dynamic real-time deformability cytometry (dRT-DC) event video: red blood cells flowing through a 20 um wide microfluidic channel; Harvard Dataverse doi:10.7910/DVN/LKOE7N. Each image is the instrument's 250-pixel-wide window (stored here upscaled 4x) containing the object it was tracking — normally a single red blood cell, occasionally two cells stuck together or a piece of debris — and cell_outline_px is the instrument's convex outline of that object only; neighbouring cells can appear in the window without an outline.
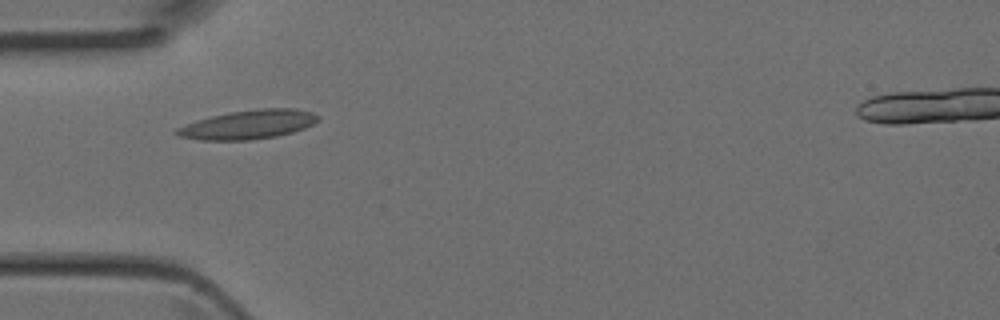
{"species": "Egyptian fruit bat (a non-hibernating species)", "species_latin": "Rousettus aegyptiacus", "temperature_condition": "room temperature", "stored_images_in_passage": 3, "camera_frame_rate_fps": 3000, "um_per_image_px": 0.085, "animal": {"sex": "female"}, "frame": {"image": 1, "passage_image": 3, "time_ms": 0.667, "image_size_px": [1000, 320], "cell_outline_px": [[320, 116], [312, 124], [304, 128], [292, 132], [276, 136], [252, 140], [200, 140], [180, 136], [172, 132], [176, 128], [196, 120], [212, 116], [232, 112], [260, 108], [296, 108], [312, 112]], "centroid_in_image_um": [21.09, 10.59], "position_along_channel_um": 63.9, "area_um2": 23.76}}